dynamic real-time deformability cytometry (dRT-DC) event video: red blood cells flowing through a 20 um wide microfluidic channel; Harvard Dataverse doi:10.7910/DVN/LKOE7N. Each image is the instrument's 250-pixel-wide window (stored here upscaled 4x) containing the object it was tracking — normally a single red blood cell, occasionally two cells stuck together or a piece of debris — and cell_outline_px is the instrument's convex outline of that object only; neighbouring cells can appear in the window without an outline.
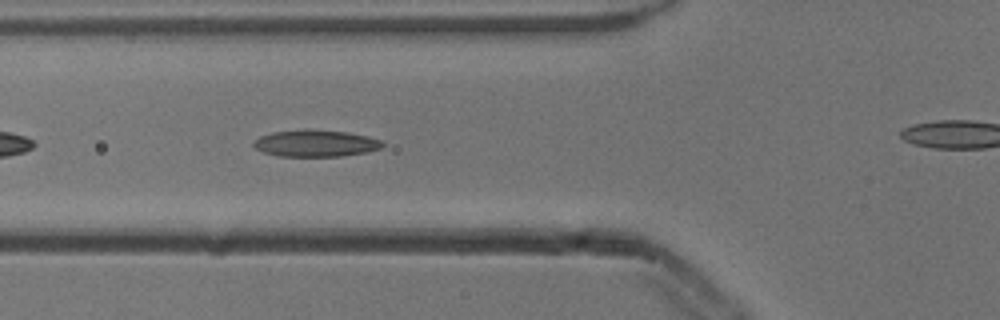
{"species": "common noctule bat (a hibernating species)", "species_latin": "Nyctalus noctula", "temperature_condition": "cold", "stored_images_in_passage": 30, "camera_frame_rate_fps": 3000, "um_per_image_px": 0.085, "animal": {"sex": "male", "body_mass_g": 13.3}, "frame": {"image": 1, "passage_image": 6, "time_ms": 1.667, "image_size_px": [1000, 320], "cell_outline_px": [[384, 144], [380, 148], [368, 152], [340, 156], [280, 156], [264, 152], [256, 148], [252, 144], [260, 136], [272, 132], [348, 132], [368, 136], [384, 140]], "centroid_in_image_um": [26.9, 12.22], "position_along_channel_um": 98.9, "area_um2": 19.19}}
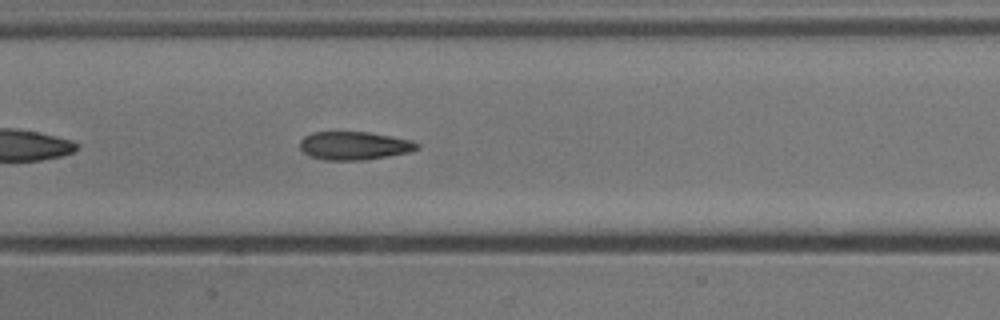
{"frame": {"image": 2, "passage_image": 12, "time_ms": 3.667, "image_size_px": [1000, 320], "cell_outline_px": [[420, 148], [412, 152], [364, 160], [324, 160], [308, 156], [300, 148], [300, 140], [304, 136], [312, 132], [368, 132], [412, 140], [420, 144]], "centroid_in_image_um": [30.12, 12.39], "position_along_channel_um": 177.3, "area_um2": 19.48}}
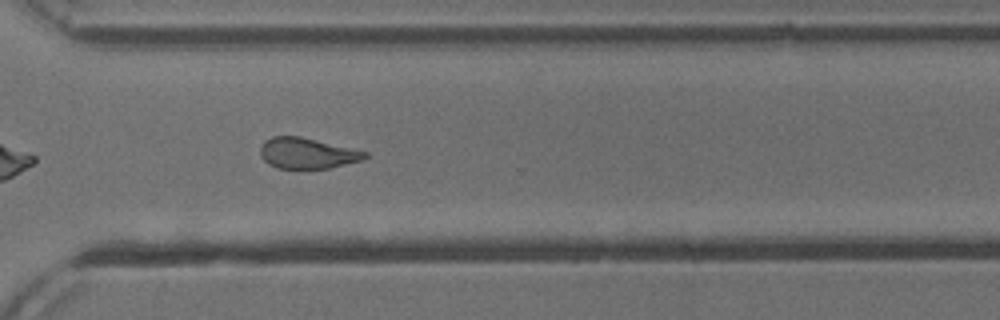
{"frame": {"image": 3, "passage_image": 25, "time_ms": 8.0, "image_size_px": [1000, 320], "cell_outline_px": [[368, 156], [360, 160], [328, 168], [276, 168], [268, 164], [260, 156], [260, 148], [264, 140], [272, 136], [300, 136], [368, 152]], "centroid_in_image_um": [26.06, 13.01], "position_along_channel_um": 344.5, "area_um2": 18.61}}